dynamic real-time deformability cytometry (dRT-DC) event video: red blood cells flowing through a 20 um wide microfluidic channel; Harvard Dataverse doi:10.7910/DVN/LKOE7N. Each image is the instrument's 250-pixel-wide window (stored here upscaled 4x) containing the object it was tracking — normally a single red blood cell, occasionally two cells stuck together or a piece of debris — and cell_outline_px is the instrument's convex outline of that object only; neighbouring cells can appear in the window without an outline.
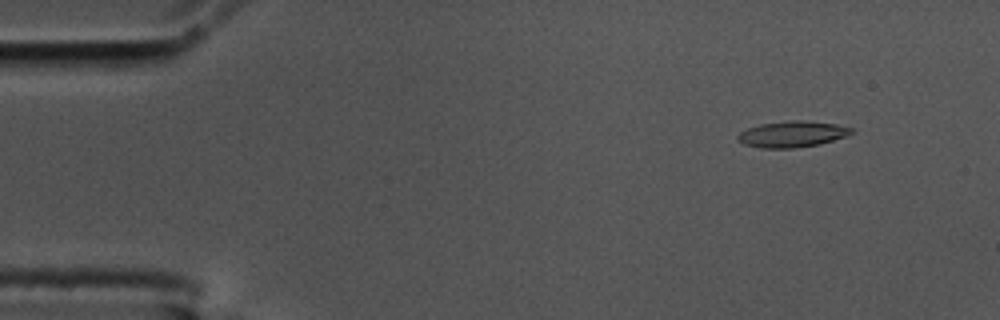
{"species": "common noctule bat (a hibernating species)", "species_latin": "Nyctalus noctula", "temperature_condition": "cold", "stored_images_in_passage": 52, "camera_frame_rate_fps": 3000, "um_per_image_px": 0.085, "animal": {"sex": "male", "body_mass_g": 17.5, "forearm_length_mm": 52.3}, "frame": {"image": 1, "passage_image": 2, "time_ms": 0.333, "image_size_px": [1000, 320], "cell_outline_px": [[856, 132], [848, 136], [820, 144], [796, 148], [760, 148], [744, 144], [736, 140], [736, 136], [740, 132], [748, 128], [760, 124], [792, 120], [800, 120], [836, 124], [852, 128]], "centroid_in_image_um": [67.35, 11.41], "position_along_channel_um": 17.6, "area_um2": 17.46}}
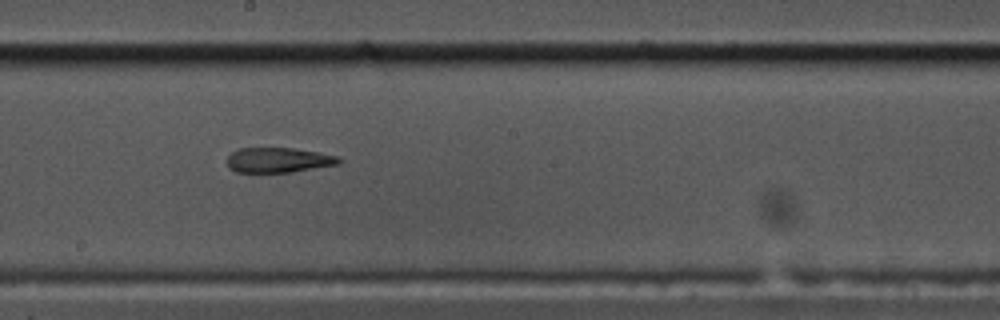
{"frame": {"image": 2, "passage_image": 27, "time_ms": 8.667, "image_size_px": [1000, 320], "cell_outline_px": [[344, 160], [340, 164], [292, 172], [236, 172], [228, 168], [228, 156], [232, 152], [240, 148], [292, 148], [340, 156]], "centroid_in_image_um": [23.71, 13.61], "position_along_channel_um": 224.5, "area_um2": 16.36}}
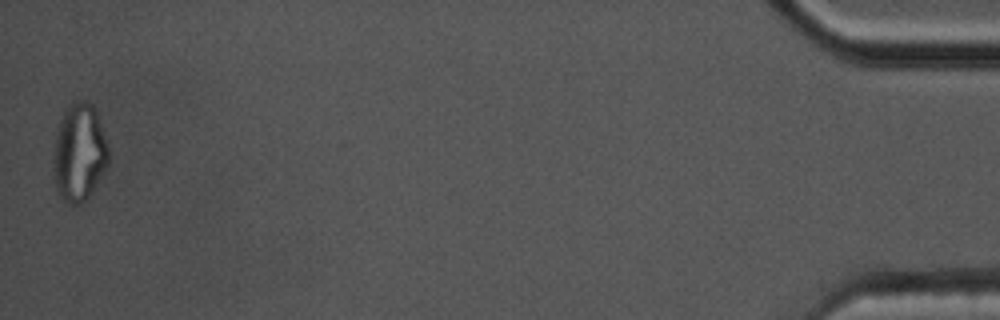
{"frame": {"image": 3, "passage_image": 52, "time_ms": 17.0, "image_size_px": [1000, 320], "cell_outline_px": [[108, 164], [92, 192], [80, 204], [68, 204], [60, 196], [56, 188], [52, 176], [52, 164], [56, 136], [64, 112], [72, 104], [80, 100], [84, 100], [92, 104], [96, 112], [108, 144]], "centroid_in_image_um": [6.72, 13.01], "position_along_channel_um": 428.5, "area_um2": 31.15}, "authors_computed_cell_mechanics": {"area_um2": 17.918, "velocity_mm_per_s": 3.5817, "shape_relaxation_time_tau1_ms": null, "shape_relaxation_time_tau2_ms": 3.4647, "deformation_change_tau1": null, "deformation_change_tau2": 0.1182}}